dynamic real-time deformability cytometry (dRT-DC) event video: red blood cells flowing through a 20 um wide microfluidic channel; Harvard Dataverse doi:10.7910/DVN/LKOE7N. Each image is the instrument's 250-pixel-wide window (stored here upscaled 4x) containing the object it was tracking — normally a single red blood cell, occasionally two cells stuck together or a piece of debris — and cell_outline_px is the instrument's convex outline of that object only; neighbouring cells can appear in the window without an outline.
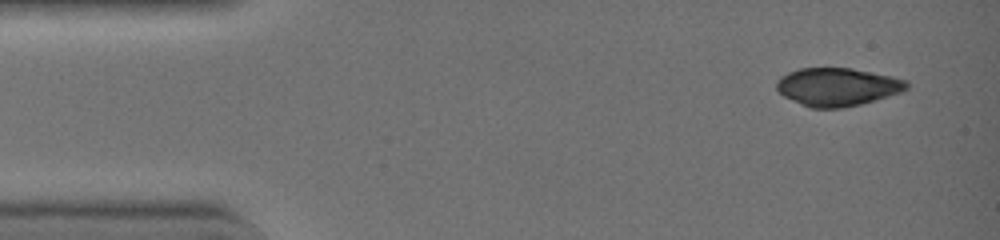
{"species": "common noctule bat (a hibernating species)", "species_latin": "Nyctalus noctula", "temperature_condition": "warm", "stored_images_in_passage": 4, "camera_frame_rate_fps": 3000, "um_per_image_px": 0.085, "animal": {"sex": "female", "body_mass_g": 19.0, "forearm_length_mm": 51.5}, "frame": {"image": 1, "passage_image": 1, "time_ms": 0.0, "image_size_px": [1000, 240], "cell_outline_px": [[908, 88], [900, 92], [860, 104], [840, 108], [812, 108], [784, 96], [776, 88], [776, 80], [788, 72], [800, 68], [852, 68], [892, 76], [904, 80], [908, 84]], "centroid_in_image_um": [71.16, 7.37], "position_along_channel_um": 13.8, "area_um2": 28.5}}
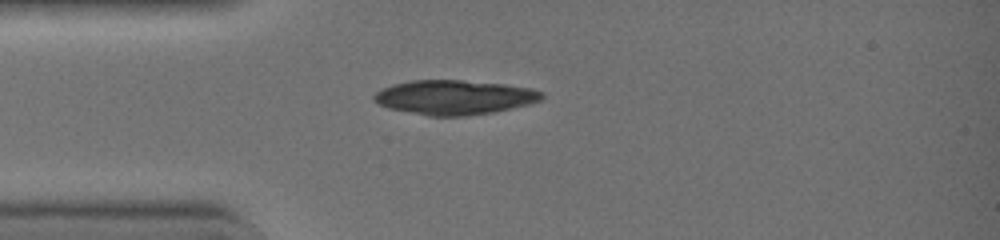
{"frame": {"image": 2, "passage_image": 4, "time_ms": 1.0, "image_size_px": [1000, 240], "cell_outline_px": [[544, 96], [540, 100], [528, 104], [492, 112], [464, 116], [428, 116], [388, 108], [372, 100], [372, 96], [376, 92], [392, 84], [412, 80], [460, 80], [504, 84], [532, 88], [544, 92]], "centroid_in_image_um": [38.6, 8.27], "position_along_channel_um": 46.4, "area_um2": 33.64}}